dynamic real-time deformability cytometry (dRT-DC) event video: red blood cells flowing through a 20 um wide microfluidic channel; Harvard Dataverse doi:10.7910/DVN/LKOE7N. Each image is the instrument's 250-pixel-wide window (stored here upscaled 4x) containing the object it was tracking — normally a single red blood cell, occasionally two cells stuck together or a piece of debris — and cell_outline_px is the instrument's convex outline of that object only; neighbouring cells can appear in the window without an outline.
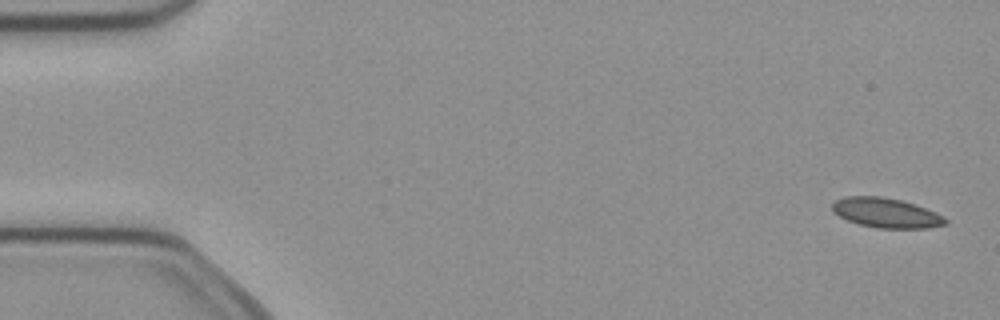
{"species": "common noctule bat (a hibernating species)", "species_latin": "Nyctalus noctula", "temperature_condition": "cold", "stored_images_in_passage": 5, "camera_frame_rate_fps": 3000, "um_per_image_px": 0.085, "animal": {"sex": "female", "body_mass_g": 21.9}, "frame": {"image": 1, "passage_image": 1, "time_ms": 0.0, "image_size_px": [1000, 320], "cell_outline_px": [[948, 224], [928, 228], [880, 228], [860, 224], [848, 220], [832, 212], [832, 204], [836, 200], [844, 196], [880, 196], [900, 200], [936, 212], [944, 216], [948, 220]], "centroid_in_image_um": [75.33, 18.09], "position_along_channel_um": 9.7, "area_um2": 19.48}}